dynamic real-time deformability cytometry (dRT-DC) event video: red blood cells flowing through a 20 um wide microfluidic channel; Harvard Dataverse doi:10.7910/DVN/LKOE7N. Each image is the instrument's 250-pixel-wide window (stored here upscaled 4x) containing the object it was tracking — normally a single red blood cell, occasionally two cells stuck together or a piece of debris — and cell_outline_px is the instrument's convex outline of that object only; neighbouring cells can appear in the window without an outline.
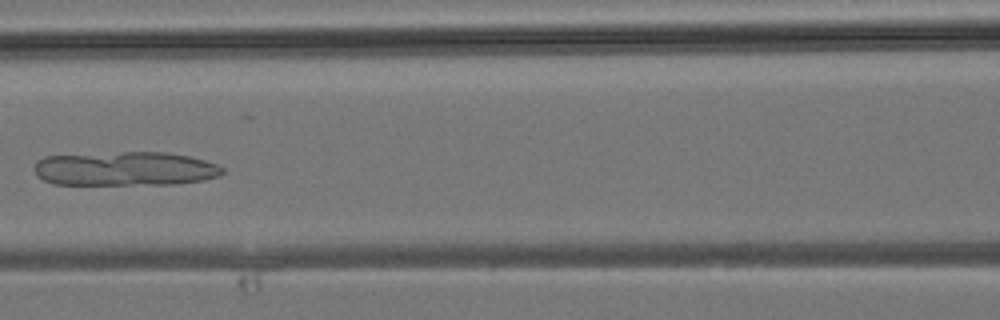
{"species": "common noctule bat (a hibernating species)", "species_latin": "Nyctalus noctula", "temperature_condition": "room temperature", "stored_images_in_passage": 32, "segment_of_instrument_passage": [1, 2], "camera_frame_rate_fps": 3000, "um_per_image_px": 0.085, "animal": {"sex": "male", "body_mass_g": 19.2, "forearm_length_mm": 51.8}, "frame": {"image": 1, "passage_image": 10, "time_ms": 3.0, "image_size_px": [1000, 320], "cell_outline_px": [[224, 172], [220, 176], [204, 180], [176, 184], [56, 184], [44, 180], [36, 176], [36, 160], [44, 156], [124, 152], [164, 152], [188, 156], [220, 164], [224, 168]], "centroid_in_image_um": [10.68, 14.34], "position_along_channel_um": 155.9, "area_um2": 37.45}}
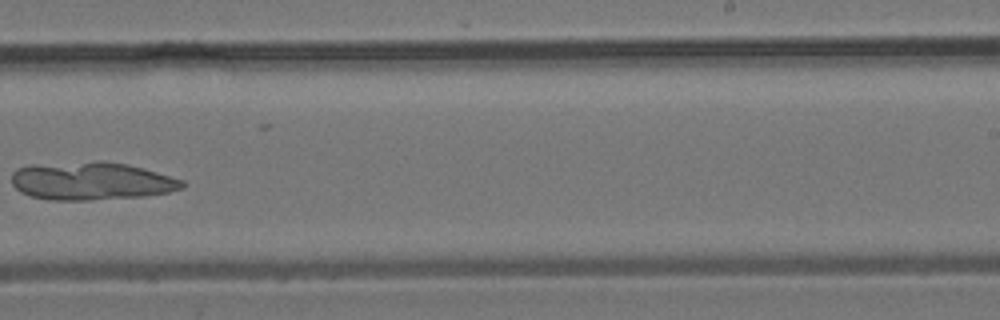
{"frame": {"image": 2, "passage_image": 17, "time_ms": 5.333, "image_size_px": [1000, 320], "cell_outline_px": [[188, 184], [184, 188], [168, 192], [144, 196], [92, 200], [48, 200], [32, 196], [20, 192], [12, 184], [12, 172], [16, 168], [32, 164], [96, 160], [104, 160], [128, 164], [144, 168], [184, 180]], "centroid_in_image_um": [7.78, 15.37], "position_along_channel_um": 281.2, "area_um2": 38.44}}
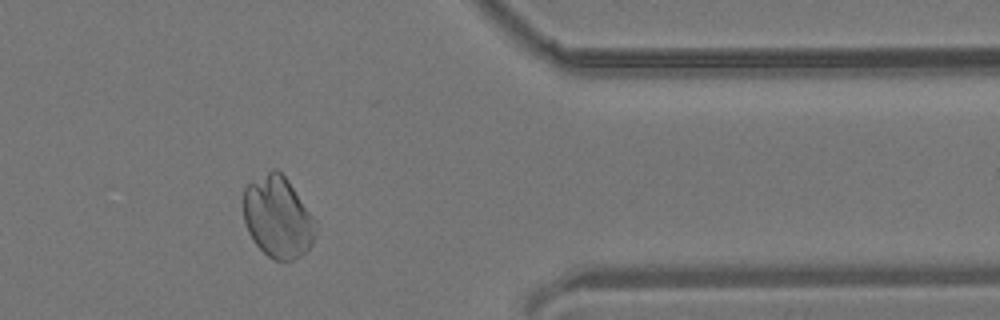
{"frame": {"image": 3, "passage_image": 24, "time_ms": 7.667, "image_size_px": [1000, 320], "cell_outline_px": [[316, 236], [312, 244], [304, 252], [292, 260], [272, 260], [256, 244], [248, 232], [244, 220], [244, 188], [248, 184], [272, 168], [276, 168], [288, 180], [316, 220]], "centroid_in_image_um": [23.62, 18.45], "position_along_channel_um": 387.8, "area_um2": 34.16}}